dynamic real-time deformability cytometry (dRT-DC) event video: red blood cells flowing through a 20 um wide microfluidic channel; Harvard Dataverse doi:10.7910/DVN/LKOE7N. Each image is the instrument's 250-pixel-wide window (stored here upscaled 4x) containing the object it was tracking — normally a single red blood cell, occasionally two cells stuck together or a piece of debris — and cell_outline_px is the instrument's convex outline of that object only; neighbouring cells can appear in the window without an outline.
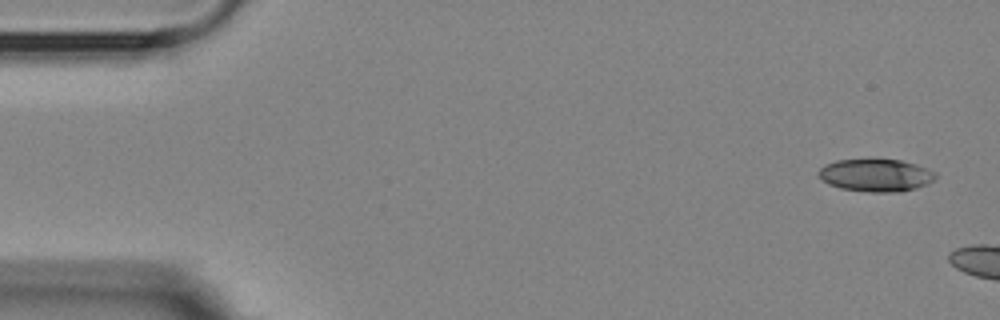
{"species": "Egyptian fruit bat (a non-hibernating species)", "species_latin": "Rousettus aegyptiacus", "temperature_condition": "room temperature", "stored_images_in_passage": 2, "camera_frame_rate_fps": 3000, "um_per_image_px": 0.085, "animal": {"sex": "female"}, "frame": {"image": 1, "passage_image": 1, "time_ms": 0.0, "image_size_px": [1000, 320], "cell_outline_px": [[936, 176], [928, 184], [916, 188], [900, 192], [872, 192], [840, 188], [828, 184], [816, 172], [820, 168], [836, 160], [900, 160], [916, 164], [936, 172]], "centroid_in_image_um": [74.47, 14.9], "position_along_channel_um": 10.5, "area_um2": 21.96}}